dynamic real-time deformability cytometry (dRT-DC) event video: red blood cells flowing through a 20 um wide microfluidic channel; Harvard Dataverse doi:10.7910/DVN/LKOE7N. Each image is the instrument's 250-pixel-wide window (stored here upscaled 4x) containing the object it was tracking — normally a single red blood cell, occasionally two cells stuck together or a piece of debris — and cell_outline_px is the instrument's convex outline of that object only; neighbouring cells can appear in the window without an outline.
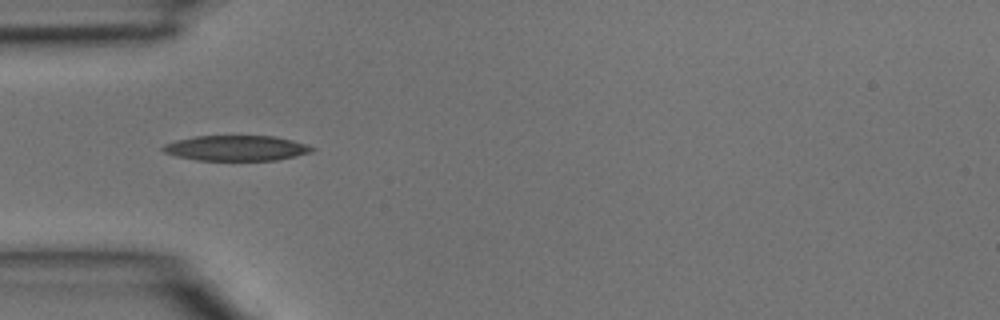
{"species": "common noctule bat (a hibernating species)", "species_latin": "Nyctalus noctula", "temperature_condition": "room temperature", "stored_images_in_passage": 2, "camera_frame_rate_fps": 3000, "um_per_image_px": 0.085, "animal": {"sex": "male", "body_mass_g": 15.6}, "frame": {"image": 1, "passage_image": 1, "time_ms": 0.0, "image_size_px": [1000, 320], "cell_outline_px": [[316, 148], [312, 152], [276, 160], [196, 160], [176, 156], [164, 152], [160, 148], [164, 144], [176, 140], [196, 136], [276, 136], [308, 144]], "centroid_in_image_um": [20.09, 12.58], "position_along_channel_um": 64.9, "area_um2": 22.02}}